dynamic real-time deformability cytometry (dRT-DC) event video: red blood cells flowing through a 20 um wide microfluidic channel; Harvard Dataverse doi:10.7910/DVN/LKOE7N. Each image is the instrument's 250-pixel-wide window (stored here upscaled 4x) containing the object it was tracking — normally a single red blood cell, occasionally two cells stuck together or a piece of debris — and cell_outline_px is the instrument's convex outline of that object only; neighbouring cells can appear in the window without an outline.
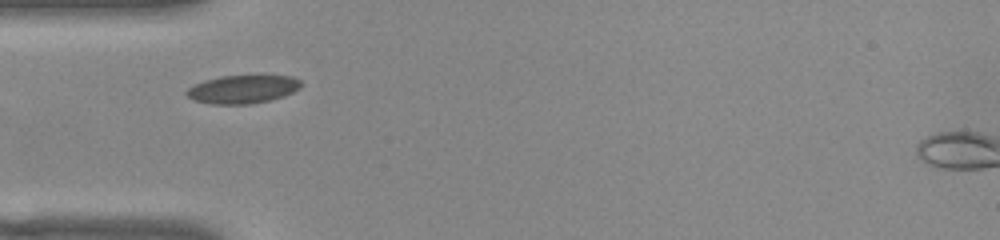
{"species": "common noctule bat (a hibernating species)", "species_latin": "Nyctalus noctula", "temperature_condition": "warm", "stored_images_in_passage": 33, "camera_frame_rate_fps": 3000, "um_per_image_px": 0.085, "animal": {"sex": "female", "body_mass_g": 22.0, "forearm_length_mm": 56.7}, "frame": {"image": 1, "passage_image": 1, "time_ms": 0.0, "image_size_px": [1000, 240], "cell_outline_px": [[304, 84], [300, 88], [292, 92], [268, 100], [248, 104], [212, 104], [196, 100], [188, 96], [184, 92], [192, 84], [204, 80], [220, 76], [292, 76], [300, 80]], "centroid_in_image_um": [20.6, 7.57], "position_along_channel_um": 64.4, "area_um2": 18.67}}
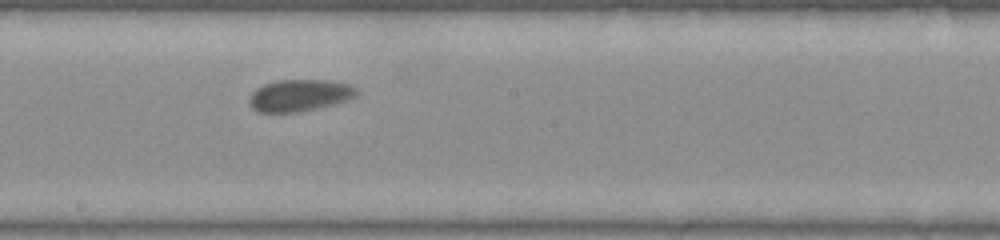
{"frame": {"image": 2, "passage_image": 14, "time_ms": 4.333, "image_size_px": [1000, 240], "cell_outline_px": [[356, 96], [348, 100], [316, 108], [296, 112], [256, 112], [252, 108], [248, 100], [252, 92], [256, 88], [264, 84], [276, 80], [340, 80], [352, 84], [356, 88]], "centroid_in_image_um": [25.47, 8.08], "position_along_channel_um": 222.7, "area_um2": 20.11}}
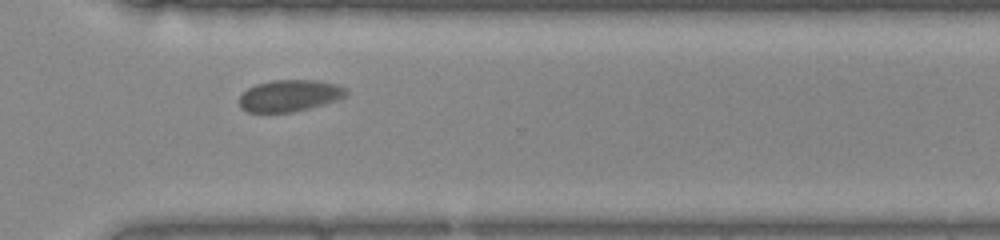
{"frame": {"image": 3, "passage_image": 24, "time_ms": 7.667, "image_size_px": [1000, 240], "cell_outline_px": [[348, 92], [340, 100], [292, 112], [248, 112], [240, 108], [240, 96], [248, 88], [256, 84], [272, 80], [320, 80], [336, 84], [344, 88]], "centroid_in_image_um": [24.62, 8.12], "position_along_channel_um": 346.0, "area_um2": 19.71}, "authors_computed_cell_mechanics": {"area_um2": 19.9988, "velocity_mm_per_s": 3.6802, "shape_relaxation_time_tau1_ms": 1.9371, "shape_relaxation_time_tau2_ms": null, "deformation_change_tau1": 0.043, "deformation_change_tau2": null}}